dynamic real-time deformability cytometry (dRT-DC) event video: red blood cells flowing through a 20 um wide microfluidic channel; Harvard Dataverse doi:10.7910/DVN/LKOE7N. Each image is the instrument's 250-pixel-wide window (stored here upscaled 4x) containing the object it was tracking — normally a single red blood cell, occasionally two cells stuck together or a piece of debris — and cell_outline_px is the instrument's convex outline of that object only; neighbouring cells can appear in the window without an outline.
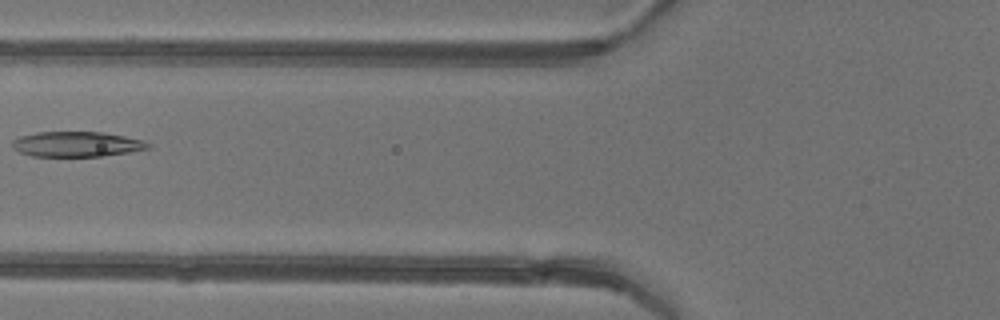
{"species": "common noctule bat (a hibernating species)", "species_latin": "Nyctalus noctula", "temperature_condition": "warm", "stored_images_in_passage": 5, "camera_frame_rate_fps": 3000, "um_per_image_px": 0.085, "animal": {"sex": "female"}, "frame": {"image": 1, "passage_image": 5, "time_ms": 4.667, "image_size_px": [1000, 320], "cell_outline_px": [[152, 148], [104, 156], [32, 156], [20, 152], [12, 148], [12, 140], [20, 136], [36, 132], [100, 132], [124, 136], [144, 140], [152, 144]], "centroid_in_image_um": [6.54, 12.25], "position_along_channel_um": 119.3, "area_um2": 20.0}}